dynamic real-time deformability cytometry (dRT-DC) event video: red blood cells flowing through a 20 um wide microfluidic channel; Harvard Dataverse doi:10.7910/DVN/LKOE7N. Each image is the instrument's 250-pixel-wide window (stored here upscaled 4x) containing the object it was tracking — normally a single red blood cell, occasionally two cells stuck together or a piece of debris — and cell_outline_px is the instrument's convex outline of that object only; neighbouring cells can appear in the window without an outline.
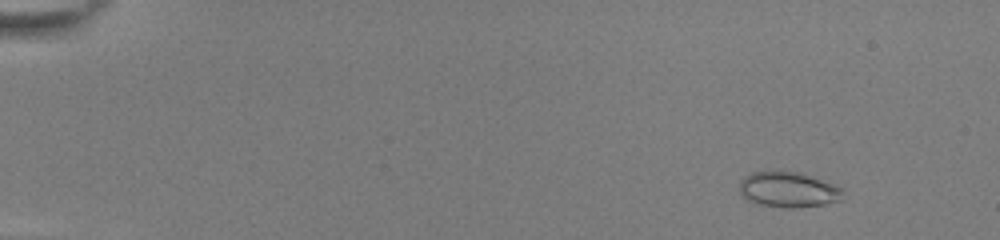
{"species": "common noctule bat (a hibernating species)", "species_latin": "Nyctalus noctula", "temperature_condition": "room temperature", "stored_images_in_passage": 23, "camera_frame_rate_fps": 3000, "um_per_image_px": 0.085, "animal": {"sex": "female", "body_mass_g": 22.0, "forearm_length_mm": 56.7}, "frame": {"image": 1, "passage_image": 7, "time_ms": 2.0, "image_size_px": [1000, 240], "cell_outline_px": [[844, 200], [824, 204], [792, 208], [760, 204], [748, 200], [740, 192], [740, 180], [744, 176], [752, 172], [772, 168], [780, 168], [800, 172], [832, 184], [840, 188], [844, 192]], "centroid_in_image_um": [66.99, 16.06], "position_along_channel_um": 18.0, "area_um2": 21.85}}